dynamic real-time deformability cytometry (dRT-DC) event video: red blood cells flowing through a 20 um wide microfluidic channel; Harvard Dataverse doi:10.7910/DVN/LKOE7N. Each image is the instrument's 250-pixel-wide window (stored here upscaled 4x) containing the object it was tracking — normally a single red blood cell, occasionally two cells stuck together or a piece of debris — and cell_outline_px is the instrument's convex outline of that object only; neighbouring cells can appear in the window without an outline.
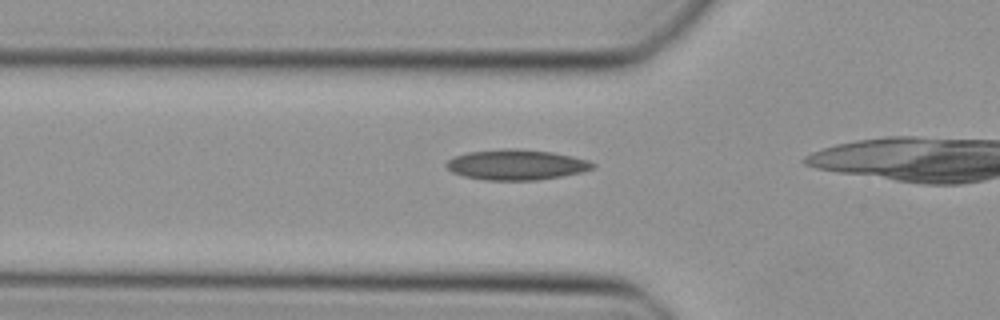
{"species": "Egyptian fruit bat (a non-hibernating species)", "species_latin": "Rousettus aegyptiacus", "temperature_condition": "cold", "stored_images_in_passage": 8, "camera_frame_rate_fps": 3000, "um_per_image_px": 0.085, "animal": {"sex": "female"}, "frame": {"image": 1, "passage_image": 3, "time_ms": 0.667, "image_size_px": [1000, 320], "cell_outline_px": [[596, 168], [580, 172], [560, 176], [536, 180], [484, 180], [464, 176], [452, 172], [444, 164], [448, 160], [456, 156], [468, 152], [504, 148], [520, 148], [552, 152], [572, 156], [588, 160], [596, 164]], "centroid_in_image_um": [43.9, 13.99], "position_along_channel_um": 81.9, "area_um2": 25.95}}
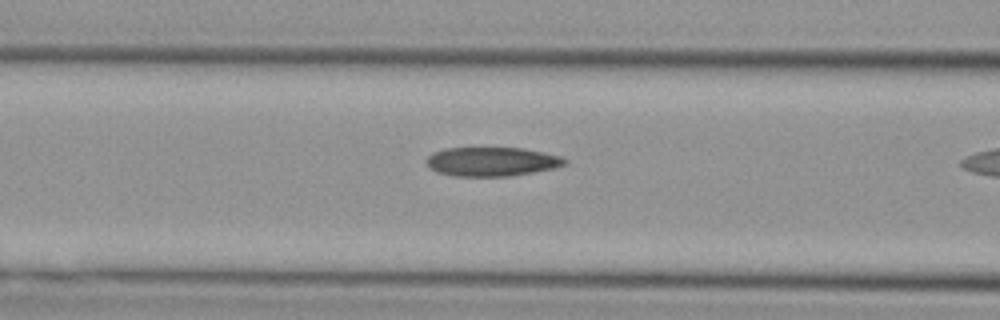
{"frame": {"image": 2, "passage_image": 6, "time_ms": 1.667, "image_size_px": [1000, 320], "cell_outline_px": [[568, 160], [564, 164], [552, 168], [532, 172], [508, 176], [456, 176], [436, 172], [428, 164], [428, 156], [432, 152], [444, 148], [524, 148], [544, 152], [560, 156]], "centroid_in_image_um": [41.79, 13.73], "position_along_channel_um": 124.8, "area_um2": 23.18}}